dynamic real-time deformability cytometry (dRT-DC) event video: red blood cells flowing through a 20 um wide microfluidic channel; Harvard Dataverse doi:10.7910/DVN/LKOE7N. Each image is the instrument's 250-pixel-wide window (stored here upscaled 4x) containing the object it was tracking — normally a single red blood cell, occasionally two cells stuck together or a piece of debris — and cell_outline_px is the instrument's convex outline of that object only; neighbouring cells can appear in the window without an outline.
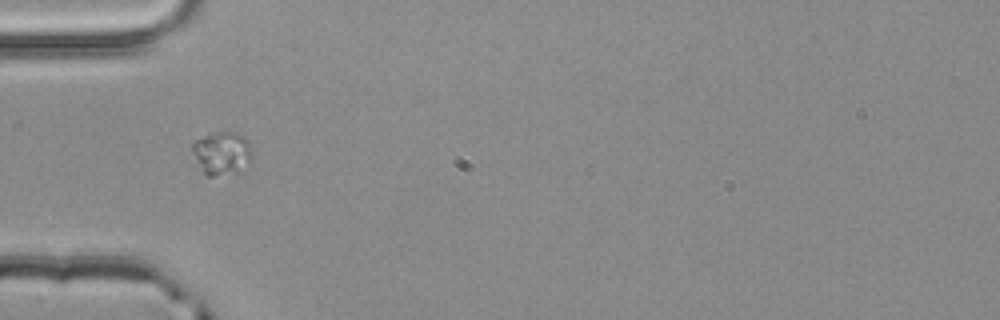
{"species": "common noctule bat (a hibernating species)", "species_latin": "Nyctalus noctula", "temperature_condition": "room temperature", "stored_images_in_passage": 5, "segment_of_instrument_passage": [2, 2], "camera_frame_rate_fps": 3000, "um_per_image_px": 0.085, "animal": {"sex": "male", "body_mass_g": 20.4}, "frame": {"image": 1, "passage_image": 5, "time_ms": 1.333, "image_size_px": [1000, 320], "cell_outline_px": [[248, 160], [240, 172], [212, 176], [204, 176], [192, 148], [192, 144], [196, 140], [212, 132], [236, 132], [244, 136], [248, 144]], "centroid_in_image_um": [18.81, 13.01], "position_along_channel_um": 66.2, "area_um2": 14.51}}